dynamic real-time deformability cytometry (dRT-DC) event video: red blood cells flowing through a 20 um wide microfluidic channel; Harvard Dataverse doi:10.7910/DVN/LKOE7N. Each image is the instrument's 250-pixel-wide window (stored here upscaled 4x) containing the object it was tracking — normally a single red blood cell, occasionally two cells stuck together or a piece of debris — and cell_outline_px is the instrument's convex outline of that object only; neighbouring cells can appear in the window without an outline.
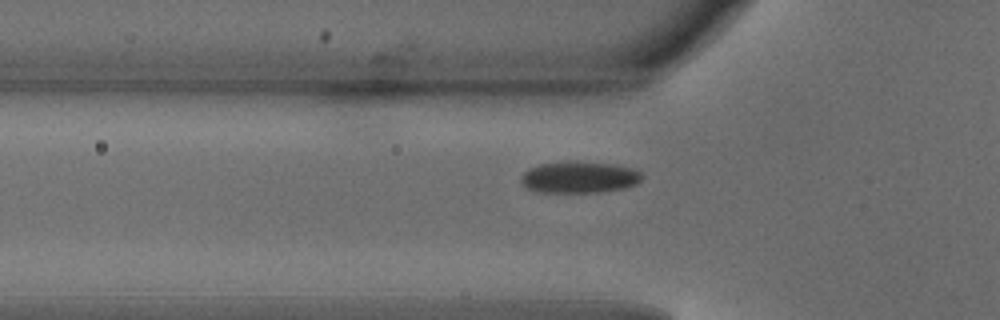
{"species": "common noctule bat (a hibernating species)", "species_latin": "Nyctalus noctula", "temperature_condition": "warm", "stored_images_in_passage": 37, "camera_frame_rate_fps": 3000, "um_per_image_px": 0.085, "animal": {"sex": "male", "body_mass_g": 18.8}, "frame": {"image": 1, "passage_image": 10, "time_ms": 3.0, "image_size_px": [1000, 320], "cell_outline_px": [[644, 176], [636, 184], [624, 188], [600, 192], [536, 192], [524, 188], [520, 180], [520, 176], [528, 168], [540, 164], [568, 160], [576, 160], [616, 164], [636, 168]], "centroid_in_image_um": [49.22, 15.04], "position_along_channel_um": 76.6, "area_um2": 22.95}}
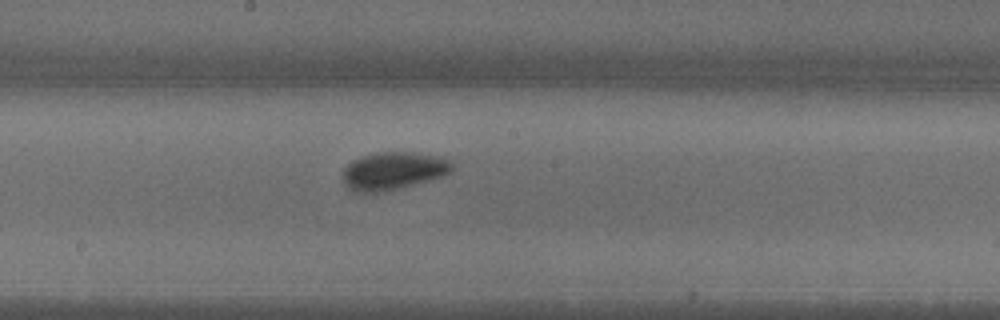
{"frame": {"image": 2, "passage_image": 20, "time_ms": 6.333, "image_size_px": [1000, 320], "cell_outline_px": [[452, 172], [444, 176], [400, 188], [376, 192], [360, 192], [348, 188], [344, 184], [344, 168], [352, 160], [360, 156], [376, 152], [412, 152], [444, 156], [452, 164]], "centroid_in_image_um": [33.46, 14.5], "position_along_channel_um": 214.7, "area_um2": 24.1}}
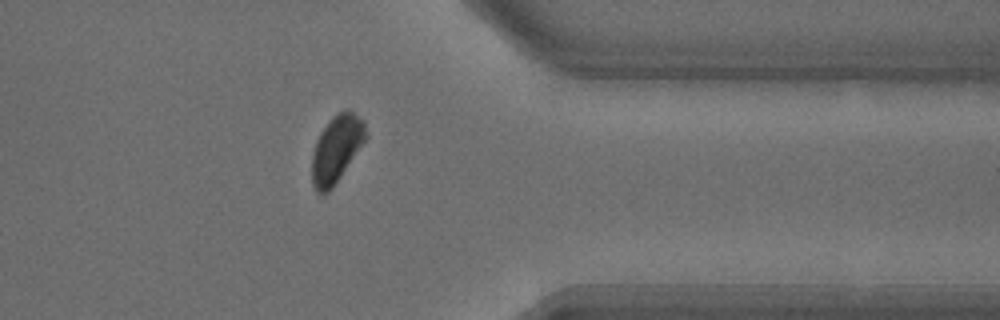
{"frame": {"image": 3, "passage_image": 33, "time_ms": 10.667, "image_size_px": [1000, 320], "cell_outline_px": [[368, 136], [332, 188], [328, 192], [320, 196], [316, 192], [312, 184], [312, 152], [316, 140], [320, 132], [332, 116], [336, 112], [348, 108], [364, 120]], "centroid_in_image_um": [28.59, 12.64], "position_along_channel_um": 382.8, "area_um2": 21.27}, "authors_computed_cell_mechanics": {"area_um2": 22.542, "velocity_mm_per_s": 4.1177, "shape_relaxation_time_tau1_ms": 2.6451, "shape_relaxation_time_tau2_ms": null, "deformation_change_tau1": 0.1098, "deformation_change_tau2": null}}